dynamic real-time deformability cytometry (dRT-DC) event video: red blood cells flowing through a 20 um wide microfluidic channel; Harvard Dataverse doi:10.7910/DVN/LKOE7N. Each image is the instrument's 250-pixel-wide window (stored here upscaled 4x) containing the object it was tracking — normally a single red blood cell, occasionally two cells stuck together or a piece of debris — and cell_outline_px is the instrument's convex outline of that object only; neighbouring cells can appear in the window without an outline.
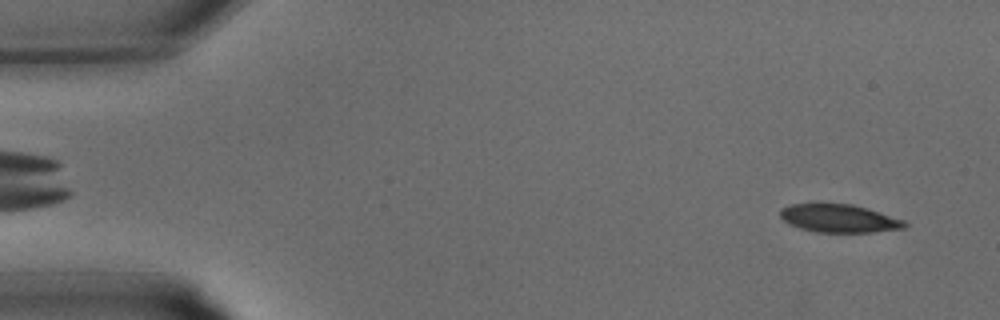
{"species": "common noctule bat (a hibernating species)", "species_latin": "Nyctalus noctula", "temperature_condition": "warm", "stored_images_in_passage": 9, "camera_frame_rate_fps": 3000, "um_per_image_px": 0.085, "animal": {"sex": "male", "body_mass_g": 15.6}, "frame": {"image": 1, "passage_image": 1, "time_ms": 0.0, "image_size_px": [1000, 320], "cell_outline_px": [[908, 224], [904, 228], [872, 232], [816, 232], [800, 228], [788, 224], [780, 216], [780, 208], [788, 204], [812, 200], [852, 204], [868, 208], [904, 220]], "centroid_in_image_um": [71.22, 18.5], "position_along_channel_um": 13.8, "area_um2": 21.27}}
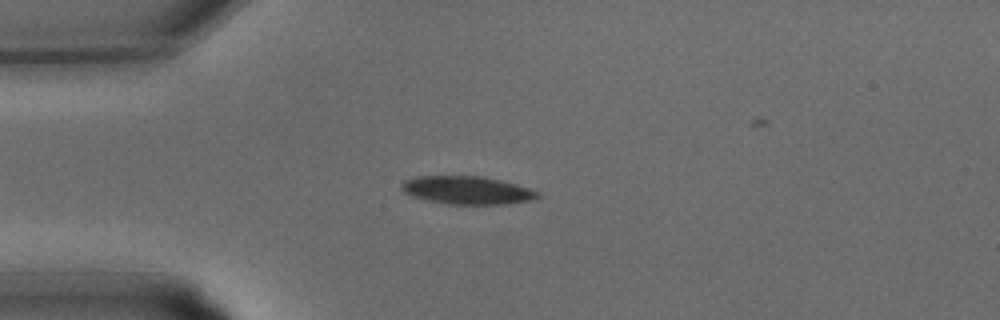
{"frame": {"image": 2, "passage_image": 7, "time_ms": 2.0, "image_size_px": [1000, 320], "cell_outline_px": [[544, 196], [528, 200], [508, 204], [448, 204], [428, 200], [412, 196], [404, 192], [400, 188], [400, 184], [404, 180], [412, 176], [484, 176], [516, 184], [540, 192]], "centroid_in_image_um": [39.69, 16.16], "position_along_channel_um": 45.3, "area_um2": 22.37}}